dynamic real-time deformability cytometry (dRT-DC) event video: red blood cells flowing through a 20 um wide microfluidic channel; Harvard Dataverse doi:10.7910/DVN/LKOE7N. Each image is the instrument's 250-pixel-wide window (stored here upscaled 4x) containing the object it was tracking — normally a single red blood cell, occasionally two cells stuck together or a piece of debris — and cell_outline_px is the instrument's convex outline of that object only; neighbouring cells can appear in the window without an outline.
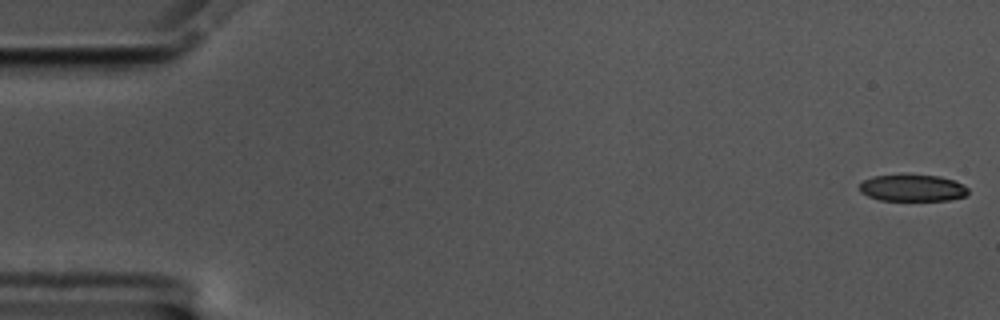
{"species": "common noctule bat (a hibernating species)", "species_latin": "Nyctalus noctula", "temperature_condition": "cold", "stored_images_in_passage": 57, "camera_frame_rate_fps": 3000, "um_per_image_px": 0.085, "animal": {"sex": "male", "body_mass_g": 17.5, "forearm_length_mm": 52.3}, "frame": {"image": 1, "passage_image": 1, "time_ms": 0.0, "image_size_px": [1000, 320], "cell_outline_px": [[968, 192], [964, 196], [948, 200], [880, 200], [868, 196], [860, 192], [860, 184], [864, 180], [872, 176], [940, 176], [952, 180], [968, 188]], "centroid_in_image_um": [77.54, 15.99], "position_along_channel_um": 7.5, "area_um2": 16.42}}
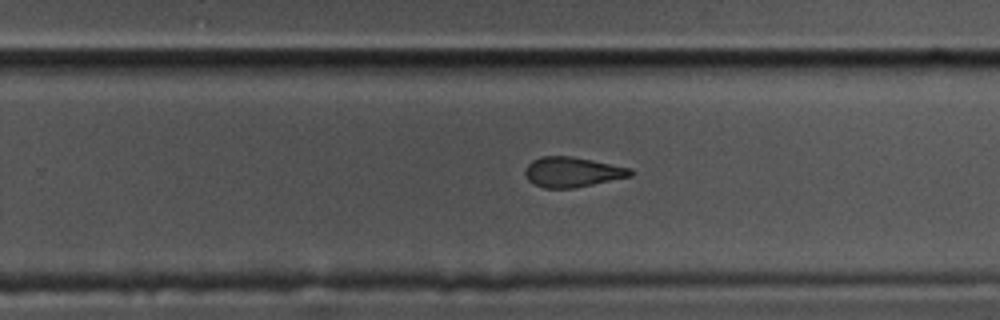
{"frame": {"image": 2, "passage_image": 36, "time_ms": 11.667, "image_size_px": [1000, 320], "cell_outline_px": [[632, 176], [576, 188], [544, 188], [532, 184], [528, 180], [524, 172], [524, 168], [532, 160], [540, 156], [572, 156], [632, 168]], "centroid_in_image_um": [48.62, 14.62], "position_along_channel_um": 281.2, "area_um2": 18.67}}
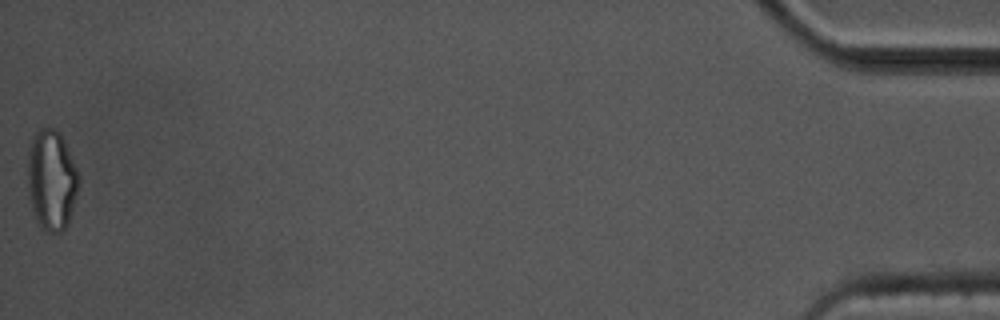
{"frame": {"image": 3, "passage_image": 57, "time_ms": 18.667, "image_size_px": [1000, 320], "cell_outline_px": [[80, 180], [68, 224], [60, 232], [48, 232], [40, 228], [32, 208], [28, 196], [28, 144], [32, 136], [40, 128], [56, 128], [60, 132], [64, 140], [80, 176]], "centroid_in_image_um": [4.37, 15.27], "position_along_channel_um": 430.8, "area_um2": 30.11}, "authors_computed_cell_mechanics": {"area_um2": 19.1896, "velocity_mm_per_s": 3.5418, "shape_relaxation_time_tau1_ms": 3.7764, "shape_relaxation_time_tau2_ms": 2.2889, "deformation_change_tau1": 0.1356, "deformation_change_tau2": 0.0932}}